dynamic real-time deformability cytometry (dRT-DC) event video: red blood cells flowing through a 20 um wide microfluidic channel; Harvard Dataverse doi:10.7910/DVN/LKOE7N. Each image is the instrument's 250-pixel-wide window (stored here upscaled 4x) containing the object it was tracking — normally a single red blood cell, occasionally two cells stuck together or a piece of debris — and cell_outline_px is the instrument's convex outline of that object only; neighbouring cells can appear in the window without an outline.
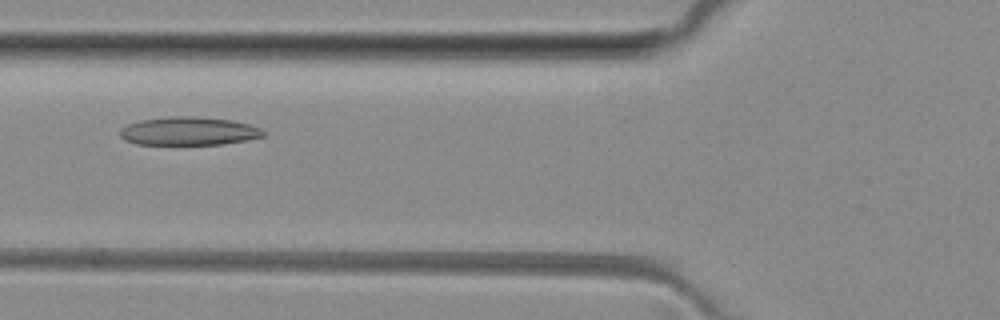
{"species": "common noctule bat (a hibernating species)", "species_latin": "Nyctalus noctula", "temperature_condition": "room temperature", "stored_images_in_passage": 3, "camera_frame_rate_fps": 3000, "um_per_image_px": 0.085, "animal": {"sex": "female", "body_mass_g": 29.2, "forearm_length_mm": 56.3}, "frame": {"image": 1, "passage_image": 3, "time_ms": 2.333, "image_size_px": [1000, 320], "cell_outline_px": [[264, 136], [248, 140], [224, 144], [184, 148], [136, 144], [124, 140], [120, 136], [120, 128], [128, 124], [140, 120], [172, 116], [192, 116], [232, 120], [248, 124], [260, 128], [264, 132]], "centroid_in_image_um": [16.0, 11.21], "position_along_channel_um": 109.8, "area_um2": 24.91}}